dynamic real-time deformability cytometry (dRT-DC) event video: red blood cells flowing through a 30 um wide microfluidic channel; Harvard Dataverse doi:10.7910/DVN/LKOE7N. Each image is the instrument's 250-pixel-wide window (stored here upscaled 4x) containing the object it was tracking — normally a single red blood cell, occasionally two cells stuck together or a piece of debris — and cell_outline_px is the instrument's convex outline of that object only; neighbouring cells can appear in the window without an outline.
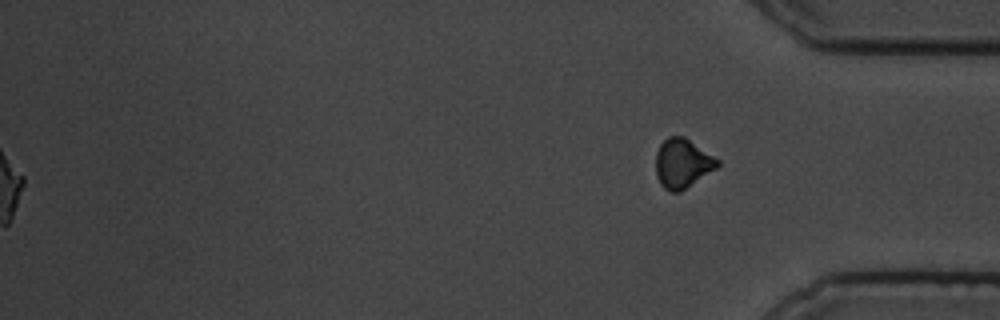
{"species": "common noctule bat (a hibernating species)", "species_latin": "Nyctalus noctula", "temperature_condition": "cold", "stored_images_in_passage": 14, "segment_of_instrument_passage": [2, 2], "camera_frame_rate_fps": 3000, "um_per_image_px": 0.085, "animal": {"sex": "male", "body_mass_g": 19.5, "forearm_length_mm": 54.6}, "frame": {"image": 1, "passage_image": 14, "time_ms": 16.0, "image_size_px": [1000, 320], "cell_outline_px": [[720, 164], [716, 168], [680, 192], [672, 192], [664, 188], [660, 184], [656, 176], [656, 152], [660, 144], [668, 136], [684, 136], [720, 160]], "centroid_in_image_um": [57.99, 13.88], "position_along_channel_um": 377.2, "area_um2": 17.69}}